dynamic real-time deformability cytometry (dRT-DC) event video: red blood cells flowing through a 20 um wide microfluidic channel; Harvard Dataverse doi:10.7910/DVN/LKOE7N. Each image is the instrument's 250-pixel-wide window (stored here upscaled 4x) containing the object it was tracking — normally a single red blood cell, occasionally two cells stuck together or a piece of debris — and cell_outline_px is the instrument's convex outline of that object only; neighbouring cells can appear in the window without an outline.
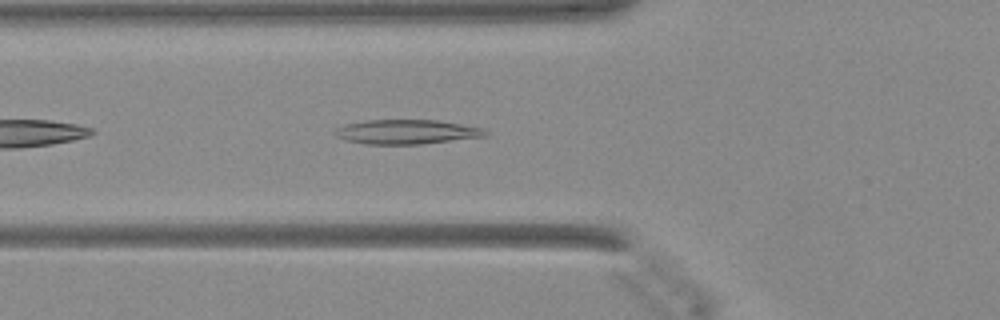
{"species": "Egyptian fruit bat (a non-hibernating species)", "species_latin": "Rousettus aegyptiacus", "temperature_condition": "warm", "stored_images_in_passage": 35, "camera_frame_rate_fps": 3000, "um_per_image_px": 0.085, "animal": {"sex": "female"}, "frame": {"image": 1, "passage_image": 4, "time_ms": 1.0, "image_size_px": [1000, 320], "cell_outline_px": [[488, 136], [420, 144], [364, 144], [344, 140], [336, 136], [332, 132], [336, 128], [344, 124], [364, 120], [436, 120], [484, 128], [488, 132]], "centroid_in_image_um": [34.52, 11.21], "position_along_channel_um": 91.3, "area_um2": 21.56}}
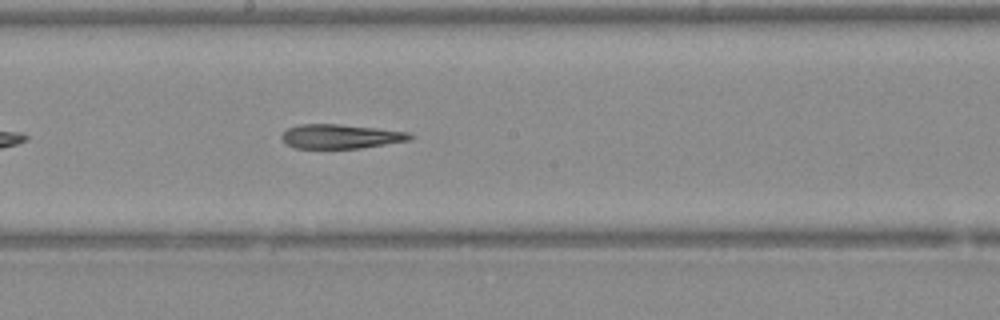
{"frame": {"image": 2, "passage_image": 13, "time_ms": 4.0, "image_size_px": [1000, 320], "cell_outline_px": [[412, 140], [360, 148], [296, 148], [280, 140], [280, 136], [288, 128], [300, 124], [336, 124], [408, 132], [412, 136]], "centroid_in_image_um": [28.91, 11.6], "position_along_channel_um": 219.3, "area_um2": 17.92}}
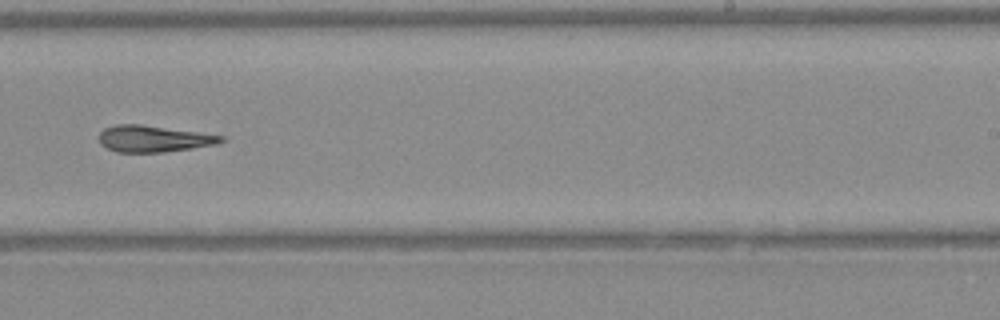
{"frame": {"image": 3, "passage_image": 17, "time_ms": 5.333, "image_size_px": [1000, 320], "cell_outline_px": [[224, 140], [216, 144], [192, 148], [164, 152], [116, 152], [100, 144], [100, 132], [104, 128], [116, 124], [140, 124], [224, 136]], "centroid_in_image_um": [13.02, 11.79], "position_along_channel_um": 276.0, "area_um2": 18.61}}